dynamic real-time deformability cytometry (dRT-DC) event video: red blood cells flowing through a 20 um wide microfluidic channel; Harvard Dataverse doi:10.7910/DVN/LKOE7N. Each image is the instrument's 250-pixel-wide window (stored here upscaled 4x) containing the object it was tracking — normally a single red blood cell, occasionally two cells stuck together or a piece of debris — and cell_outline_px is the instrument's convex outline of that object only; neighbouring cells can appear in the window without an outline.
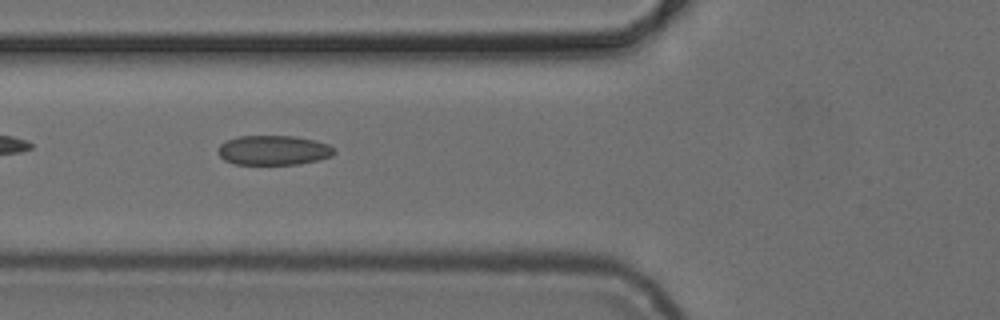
{"species": "common noctule bat (a hibernating species)", "species_latin": "Nyctalus noctula", "temperature_condition": "cold", "stored_images_in_passage": 7, "camera_frame_rate_fps": 3000, "um_per_image_px": 0.085, "animal": {"sex": "female", "body_mass_g": 24.6, "forearm_length_mm": 56.2}, "frame": {"image": 1, "passage_image": 6, "time_ms": 5.667, "image_size_px": [1000, 320], "cell_outline_px": [[336, 152], [332, 156], [300, 164], [236, 164], [224, 160], [216, 152], [220, 144], [228, 140], [240, 136], [296, 136], [316, 140], [328, 144], [336, 148]], "centroid_in_image_um": [23.27, 12.76], "position_along_channel_um": 102.5, "area_um2": 20.17}}
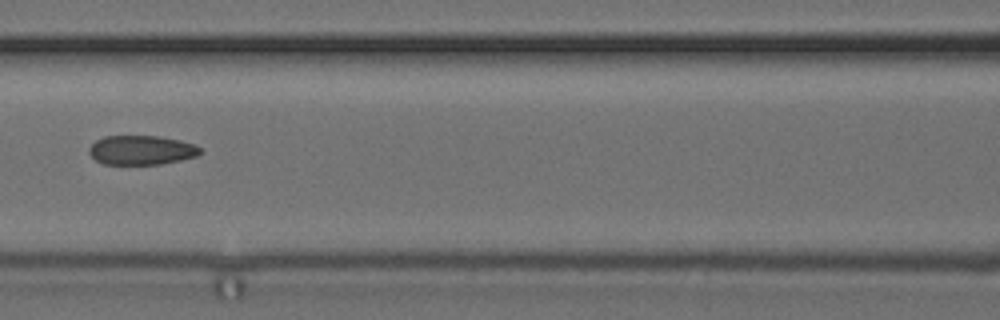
{"frame": {"image": 2, "passage_image": 7, "time_ms": 7.0, "image_size_px": [1000, 320], "cell_outline_px": [[204, 152], [196, 156], [180, 160], [160, 164], [104, 164], [96, 160], [88, 152], [88, 148], [96, 140], [104, 136], [156, 136], [180, 140], [192, 144], [200, 148]], "centroid_in_image_um": [12.01, 12.76], "position_along_channel_um": 154.6, "area_um2": 18.9}}